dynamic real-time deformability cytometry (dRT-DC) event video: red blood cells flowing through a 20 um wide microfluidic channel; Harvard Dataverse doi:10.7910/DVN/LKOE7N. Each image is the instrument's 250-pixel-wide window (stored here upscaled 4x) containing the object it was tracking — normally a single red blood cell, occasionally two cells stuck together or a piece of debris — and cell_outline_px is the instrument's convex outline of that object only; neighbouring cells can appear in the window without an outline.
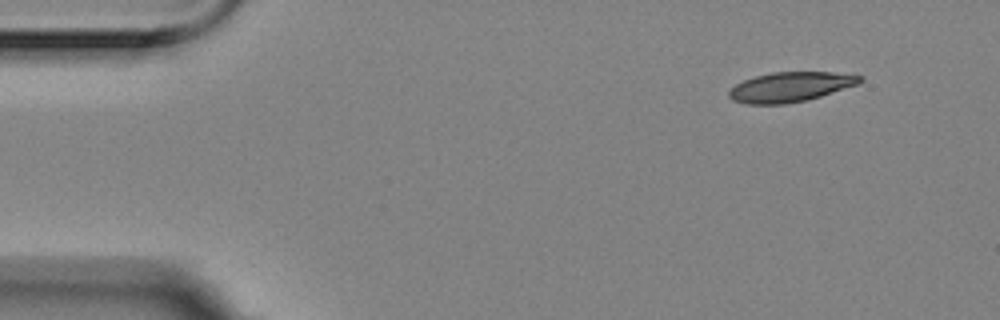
{"species": "Egyptian fruit bat (a non-hibernating species)", "species_latin": "Rousettus aegyptiacus", "temperature_condition": "room temperature", "stored_images_in_passage": 5, "camera_frame_rate_fps": 3000, "um_per_image_px": 0.085, "animal": {"sex": "female"}, "frame": {"image": 1, "passage_image": 1, "time_ms": 0.0, "image_size_px": [1000, 320], "cell_outline_px": [[864, 80], [860, 84], [820, 96], [804, 100], [784, 104], [744, 104], [732, 100], [728, 96], [728, 92], [736, 84], [744, 80], [756, 76], [772, 72], [832, 72], [864, 76]], "centroid_in_image_um": [67.2, 7.39], "position_along_channel_um": 17.8, "area_um2": 22.72}}
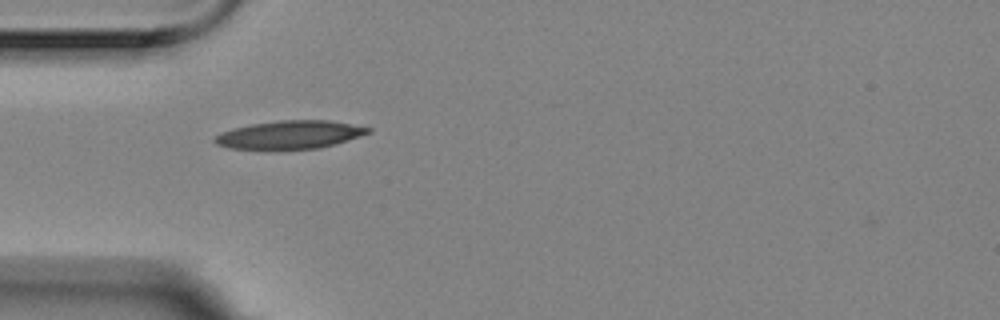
{"frame": {"image": 2, "passage_image": 4, "time_ms": 1.0, "image_size_px": [1000, 320], "cell_outline_px": [[372, 132], [336, 144], [320, 148], [228, 148], [216, 144], [212, 140], [220, 132], [232, 128], [252, 124], [280, 120], [328, 120], [372, 128]], "centroid_in_image_um": [24.64, 11.44], "position_along_channel_um": 60.4, "area_um2": 24.85}}
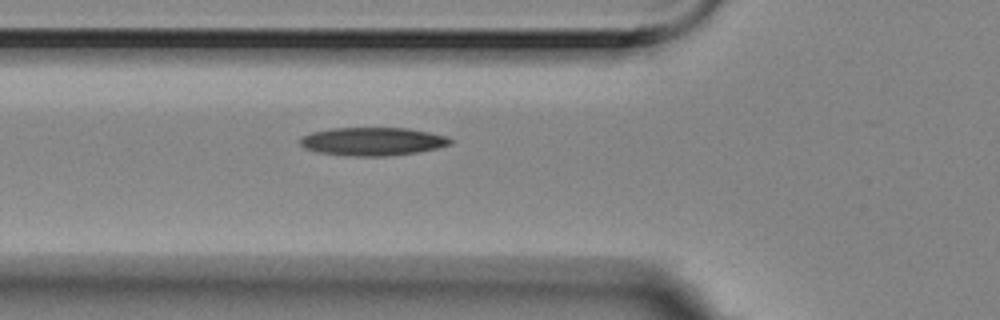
{"frame": {"image": 3, "passage_image": 5, "time_ms": 1.333, "image_size_px": [1000, 320], "cell_outline_px": [[452, 144], [436, 148], [416, 152], [388, 156], [352, 156], [316, 152], [304, 148], [300, 144], [300, 136], [312, 132], [332, 128], [408, 128], [448, 136], [452, 140]], "centroid_in_image_um": [31.65, 12.02], "position_along_channel_um": 94.2, "area_um2": 24.74}}